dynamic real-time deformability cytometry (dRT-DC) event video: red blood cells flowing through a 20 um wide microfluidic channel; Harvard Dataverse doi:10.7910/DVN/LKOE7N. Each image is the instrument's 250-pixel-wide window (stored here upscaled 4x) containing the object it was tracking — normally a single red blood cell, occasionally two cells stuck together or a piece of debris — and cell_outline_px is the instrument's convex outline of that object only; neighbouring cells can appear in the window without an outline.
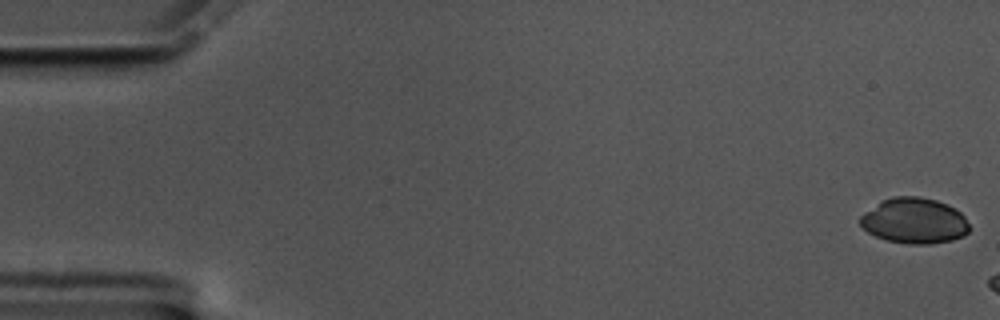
{"species": "common noctule bat (a hibernating species)", "species_latin": "Nyctalus noctula", "temperature_condition": "cold", "stored_images_in_passage": 8, "camera_frame_rate_fps": 3000, "um_per_image_px": 0.085, "animal": {"sex": "male", "body_mass_g": 17.5, "forearm_length_mm": 52.3}, "frame": {"image": 1, "passage_image": 1, "time_ms": 0.0, "image_size_px": [1000, 320], "cell_outline_px": [[968, 232], [964, 236], [952, 240], [928, 244], [908, 244], [888, 240], [876, 236], [868, 232], [860, 224], [860, 216], [864, 212], [880, 200], [892, 196], [920, 196], [936, 200], [948, 204], [956, 208], [964, 216], [968, 224]], "centroid_in_image_um": [77.71, 18.75], "position_along_channel_um": 7.3, "area_um2": 29.19}}